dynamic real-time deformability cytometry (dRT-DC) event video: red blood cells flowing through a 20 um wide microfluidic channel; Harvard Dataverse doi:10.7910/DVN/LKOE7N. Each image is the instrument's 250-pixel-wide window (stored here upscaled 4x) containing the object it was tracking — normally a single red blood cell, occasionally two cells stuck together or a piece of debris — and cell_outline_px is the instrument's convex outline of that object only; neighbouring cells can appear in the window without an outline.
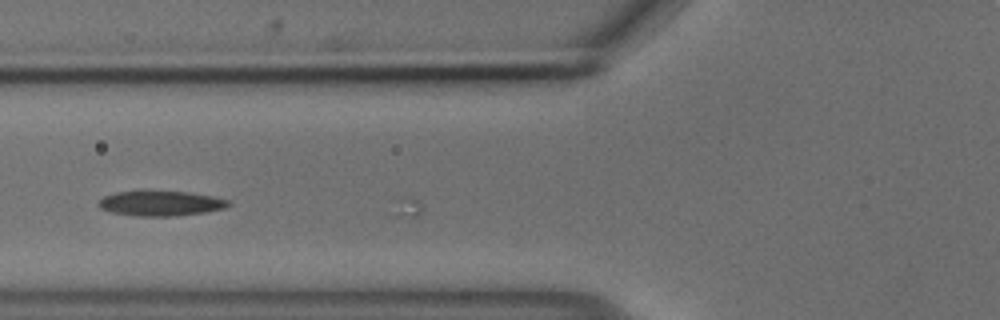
{"species": "common noctule bat (a hibernating species)", "species_latin": "Nyctalus noctula", "temperature_condition": "cold", "stored_images_in_passage": 3, "camera_frame_rate_fps": 3000, "um_per_image_px": 0.085, "animal": {"sex": "male", "body_mass_g": 18.8}, "frame": {"image": 1, "passage_image": 2, "time_ms": 0.333, "image_size_px": [1000, 320], "cell_outline_px": [[232, 204], [224, 208], [204, 212], [176, 216], [136, 216], [112, 212], [100, 208], [96, 204], [104, 196], [116, 192], [188, 192], [212, 196], [228, 200]], "centroid_in_image_um": [13.66, 17.3], "position_along_channel_um": 112.1, "area_um2": 18.61}}